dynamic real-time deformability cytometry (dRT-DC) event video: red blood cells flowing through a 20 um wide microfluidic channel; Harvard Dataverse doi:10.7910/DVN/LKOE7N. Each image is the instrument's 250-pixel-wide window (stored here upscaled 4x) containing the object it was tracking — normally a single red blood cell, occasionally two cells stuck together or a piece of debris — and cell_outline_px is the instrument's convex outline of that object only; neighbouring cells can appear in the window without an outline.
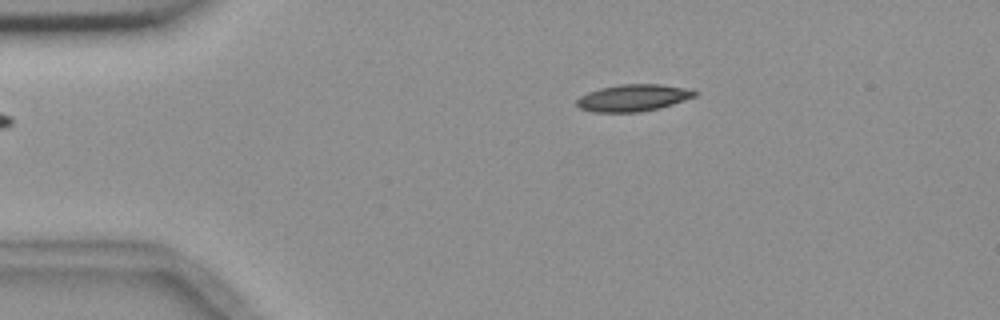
{"species": "common noctule bat (a hibernating species)", "species_latin": "Nyctalus noctula", "temperature_condition": "room temperature", "stored_images_in_passage": 2, "camera_frame_rate_fps": 3000, "um_per_image_px": 0.085, "animal": {"sex": "female", "body_mass_g": 18.4}, "frame": {"image": 1, "passage_image": 2, "time_ms": 1.333, "image_size_px": [1000, 320], "cell_outline_px": [[700, 92], [696, 96], [660, 108], [640, 112], [592, 112], [580, 108], [576, 104], [576, 100], [580, 96], [588, 92], [600, 88], [620, 84], [664, 84], [692, 88]], "centroid_in_image_um": [53.87, 8.3], "position_along_channel_um": 31.1, "area_um2": 18.79}}